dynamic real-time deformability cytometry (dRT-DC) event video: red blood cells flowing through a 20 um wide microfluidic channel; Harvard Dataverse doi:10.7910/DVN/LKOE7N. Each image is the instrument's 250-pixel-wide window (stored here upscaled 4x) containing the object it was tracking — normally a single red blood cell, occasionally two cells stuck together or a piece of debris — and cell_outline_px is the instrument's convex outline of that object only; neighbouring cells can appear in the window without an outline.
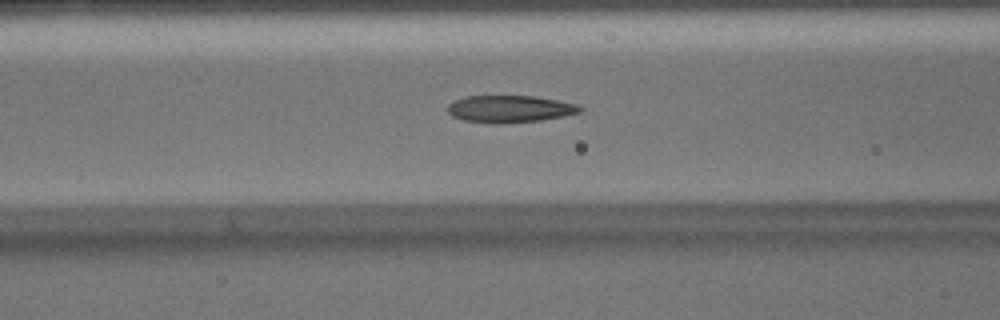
{"species": "Egyptian fruit bat (a non-hibernating species)", "species_latin": "Rousettus aegyptiacus", "temperature_condition": "warm", "stored_images_in_passage": 40, "camera_frame_rate_fps": 3000, "um_per_image_px": 0.085, "animal": {"sex": "male"}, "frame": {"image": 1, "passage_image": 19, "time_ms": 6.0, "image_size_px": [1000, 320], "cell_outline_px": [[584, 108], [580, 112], [564, 116], [540, 120], [492, 124], [488, 124], [464, 120], [452, 116], [448, 112], [448, 104], [452, 100], [464, 96], [532, 96], [556, 100], [576, 104]], "centroid_in_image_um": [43.28, 9.26], "position_along_channel_um": 123.3, "area_um2": 20.92}}
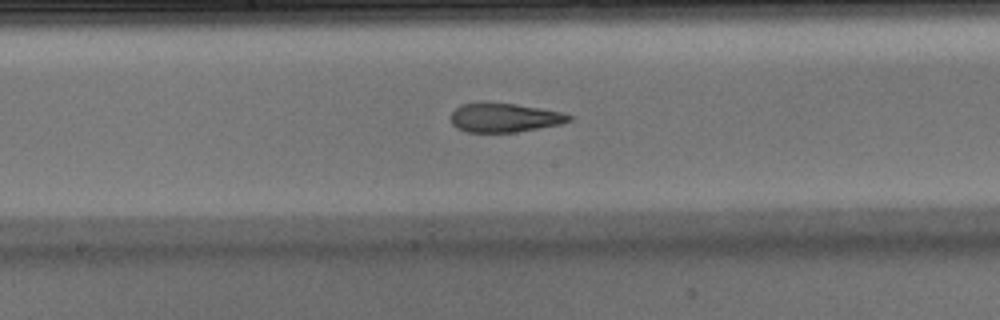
{"frame": {"image": 2, "passage_image": 25, "time_ms": 8.0, "image_size_px": [1000, 320], "cell_outline_px": [[572, 120], [560, 124], [516, 132], [468, 132], [456, 128], [452, 124], [452, 112], [460, 104], [480, 100], [488, 100], [516, 104], [564, 112], [572, 116]], "centroid_in_image_um": [42.84, 9.96], "position_along_channel_um": 205.4, "area_um2": 20.52}}
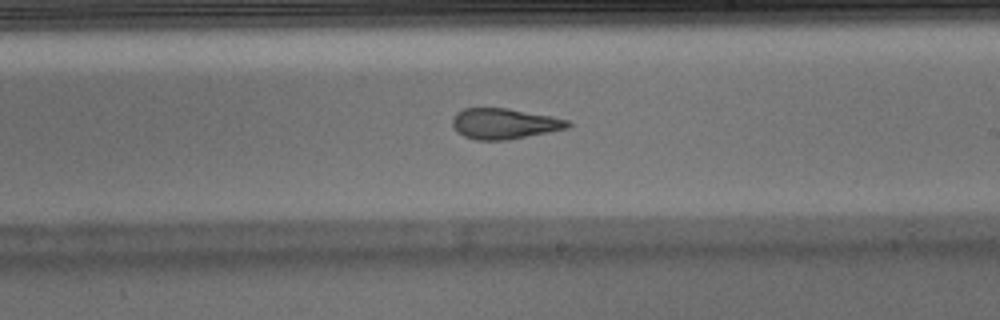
{"frame": {"image": 3, "passage_image": 28, "time_ms": 9.0, "image_size_px": [1000, 320], "cell_outline_px": [[572, 124], [568, 128], [508, 140], [476, 140], [464, 136], [452, 124], [452, 116], [456, 112], [464, 108], [508, 108], [552, 116], [568, 120]], "centroid_in_image_um": [42.87, 10.5], "position_along_channel_um": 246.1, "area_um2": 20.58}}